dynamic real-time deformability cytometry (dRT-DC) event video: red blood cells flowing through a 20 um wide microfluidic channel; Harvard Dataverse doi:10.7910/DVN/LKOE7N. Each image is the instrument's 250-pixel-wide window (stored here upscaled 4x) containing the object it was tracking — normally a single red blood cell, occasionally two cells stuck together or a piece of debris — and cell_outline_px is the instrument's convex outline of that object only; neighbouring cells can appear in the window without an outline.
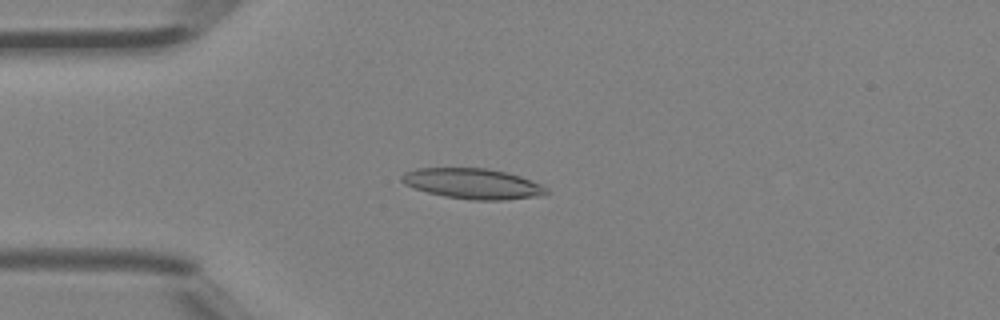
{"species": "Egyptian fruit bat (a non-hibernating species)", "species_latin": "Rousettus aegyptiacus", "temperature_condition": "room temperature", "stored_images_in_passage": 41, "camera_frame_rate_fps": 3000, "um_per_image_px": 0.085, "animal": {"sex": "female"}, "frame": {"image": 1, "passage_image": 7, "time_ms": 2.0, "image_size_px": [1000, 320], "cell_outline_px": [[548, 192], [544, 196], [504, 200], [472, 200], [444, 196], [428, 192], [404, 184], [400, 180], [400, 176], [404, 172], [416, 168], [488, 168], [508, 172], [520, 176], [540, 184], [548, 188]], "centroid_in_image_um": [40.2, 15.61], "position_along_channel_um": 44.8, "area_um2": 25.84}}
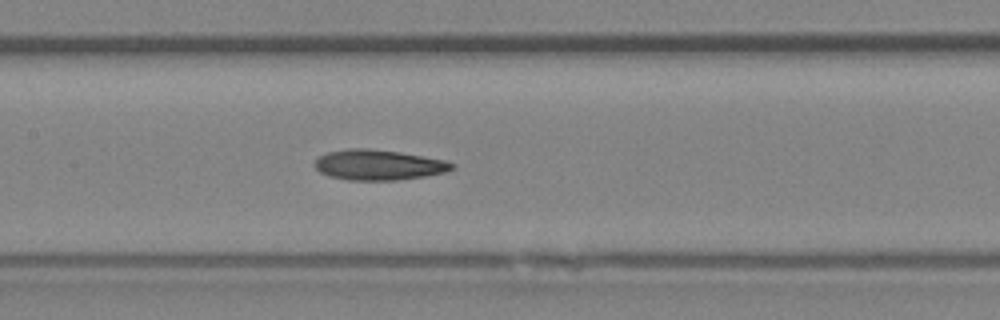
{"frame": {"image": 2, "passage_image": 17, "time_ms": 5.333, "image_size_px": [1000, 320], "cell_outline_px": [[456, 168], [444, 172], [424, 176], [396, 180], [348, 180], [328, 176], [320, 172], [312, 164], [320, 156], [328, 152], [348, 148], [368, 148], [400, 152], [444, 160], [456, 164]], "centroid_in_image_um": [32.16, 14.01], "position_along_channel_um": 175.2, "area_um2": 24.28}}
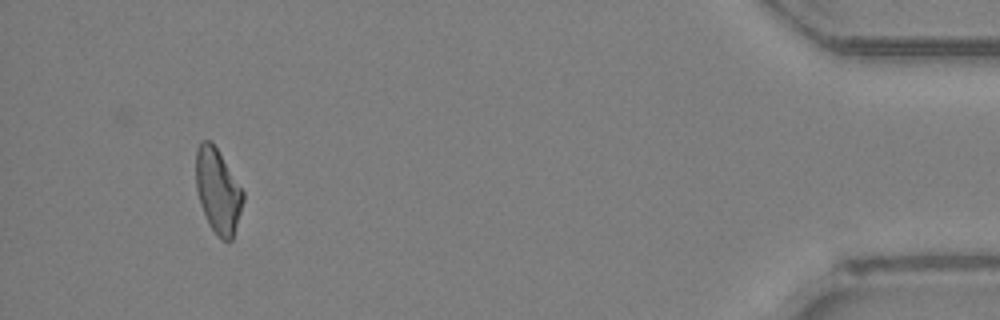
{"frame": {"image": 3, "passage_image": 38, "time_ms": 12.333, "image_size_px": [1000, 320], "cell_outline_px": [[244, 200], [232, 240], [224, 240], [208, 224], [200, 204], [196, 188], [196, 148], [200, 140], [212, 140], [244, 192]], "centroid_in_image_um": [18.5, 16.18], "position_along_channel_um": 416.7, "area_um2": 23.12}, "authors_computed_cell_mechanics": {"area_um2": 24.1026, "velocity_mm_per_s": 4.4801, "shape_relaxation_time_tau1_ms": 6.4717, "shape_relaxation_time_tau2_ms": 6.7136, "deformation_change_tau1": 0.1627, "deformation_change_tau2": 0.1697}}